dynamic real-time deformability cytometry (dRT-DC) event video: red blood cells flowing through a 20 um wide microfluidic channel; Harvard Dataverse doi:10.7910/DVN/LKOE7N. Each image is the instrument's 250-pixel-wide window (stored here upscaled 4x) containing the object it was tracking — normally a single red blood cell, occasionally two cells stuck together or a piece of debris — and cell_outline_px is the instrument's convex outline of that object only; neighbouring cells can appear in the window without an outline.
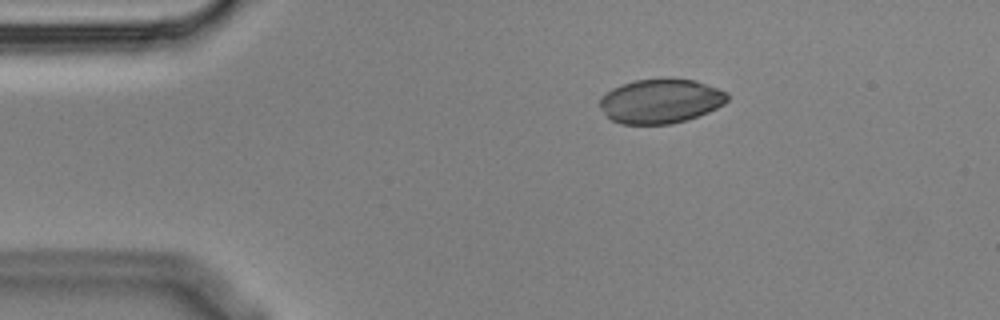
{"species": "Egyptian fruit bat (a non-hibernating species)", "species_latin": "Rousettus aegyptiacus", "temperature_condition": "cold", "stored_images_in_passage": 2, "camera_frame_rate_fps": 3000, "um_per_image_px": 0.085, "animal": {"sex": "male"}, "frame": {"image": 1, "passage_image": 1, "time_ms": 0.0, "image_size_px": [1000, 320], "cell_outline_px": [[728, 100], [724, 104], [708, 112], [672, 124], [620, 124], [612, 120], [600, 108], [600, 100], [612, 88], [636, 80], [660, 76], [672, 76], [696, 80], [728, 92]], "centroid_in_image_um": [56.19, 8.55], "position_along_channel_um": 28.8, "area_um2": 33.41}}